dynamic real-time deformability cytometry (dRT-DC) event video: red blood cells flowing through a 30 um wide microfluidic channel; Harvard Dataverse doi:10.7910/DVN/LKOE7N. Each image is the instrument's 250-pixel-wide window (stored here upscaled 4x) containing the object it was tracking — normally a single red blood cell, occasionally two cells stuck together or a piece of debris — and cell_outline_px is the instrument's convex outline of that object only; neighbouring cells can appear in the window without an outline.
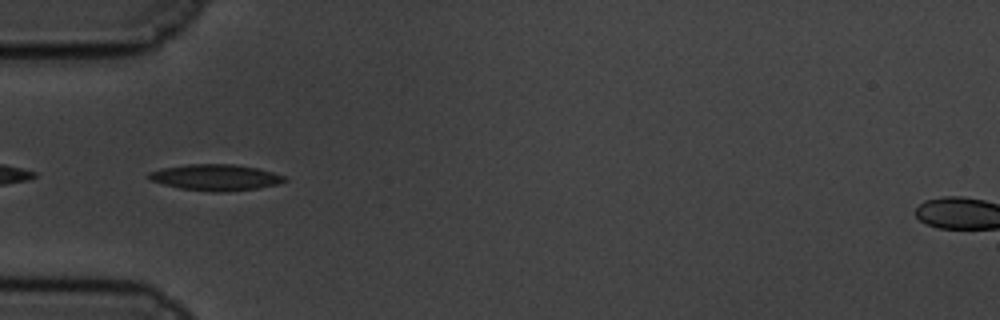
{"species": "common noctule bat (a hibernating species)", "species_latin": "Nyctalus noctula", "temperature_condition": "cold", "stored_images_in_passage": 43, "camera_frame_rate_fps": 3000, "um_per_image_px": 0.085, "animal": {"sex": "male", "body_mass_g": 19.5, "forearm_length_mm": 54.6}, "frame": {"image": 1, "passage_image": 2, "time_ms": 0.333, "image_size_px": [1000, 320], "cell_outline_px": [[288, 180], [280, 184], [260, 188], [224, 192], [212, 192], [180, 188], [148, 180], [148, 172], [164, 168], [188, 164], [236, 164], [256, 168], [288, 176]], "centroid_in_image_um": [18.38, 15.08], "position_along_channel_um": 66.6, "area_um2": 20.87}}
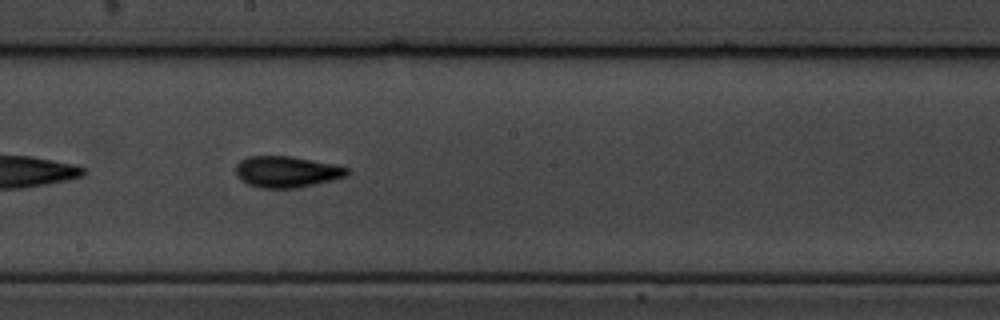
{"frame": {"image": 2, "passage_image": 16, "time_ms": 5.0, "image_size_px": [1000, 320], "cell_outline_px": [[348, 172], [344, 176], [332, 180], [316, 184], [296, 188], [260, 188], [248, 184], [240, 180], [236, 172], [236, 164], [240, 160], [248, 156], [292, 156], [332, 164], [348, 168]], "centroid_in_image_um": [24.32, 14.6], "position_along_channel_um": 223.9, "area_um2": 20.17}}
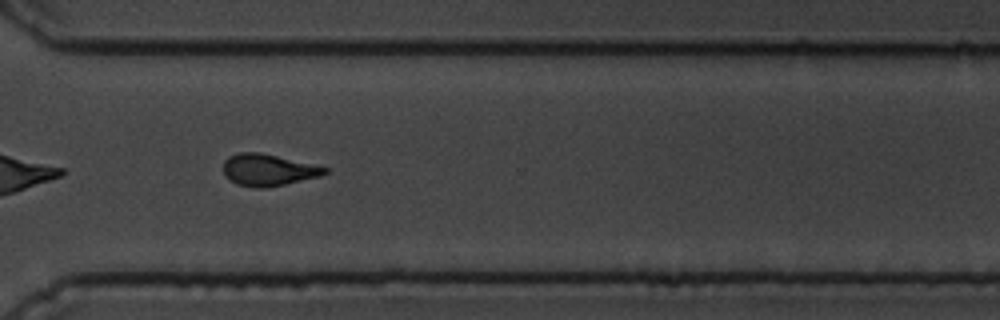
{"frame": {"image": 3, "passage_image": 27, "time_ms": 8.667, "image_size_px": [1000, 320], "cell_outline_px": [[328, 172], [320, 176], [284, 184], [264, 188], [256, 188], [236, 184], [224, 172], [224, 160], [228, 156], [240, 152], [260, 152], [328, 168]], "centroid_in_image_um": [22.78, 14.44], "position_along_channel_um": 347.8, "area_um2": 18.44}, "authors_computed_cell_mechanics": {"area_um2": 18.7272, "velocity_mm_per_s": 3.3822, "shape_relaxation_time_tau1_ms": 4.0155, "shape_relaxation_time_tau2_ms": 4.3164, "deformation_change_tau1": 0.1473, "deformation_change_tau2": 0.1159}}